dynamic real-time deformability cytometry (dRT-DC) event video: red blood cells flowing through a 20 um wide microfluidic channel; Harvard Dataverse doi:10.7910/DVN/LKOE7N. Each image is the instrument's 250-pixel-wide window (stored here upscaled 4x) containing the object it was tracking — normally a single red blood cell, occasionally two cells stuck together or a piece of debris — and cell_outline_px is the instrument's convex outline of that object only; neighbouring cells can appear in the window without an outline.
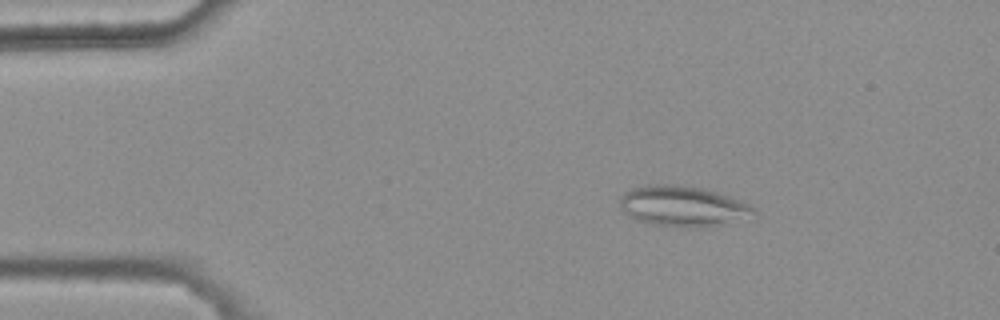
{"species": "common noctule bat (a hibernating species)", "species_latin": "Nyctalus noctula", "temperature_condition": "warm", "stored_images_in_passage": 5, "camera_frame_rate_fps": 3000, "um_per_image_px": 0.085, "animal": {"sex": "female", "body_mass_g": 25.1}, "frame": {"image": 1, "passage_image": 2, "time_ms": 0.333, "image_size_px": [1000, 320], "cell_outline_px": [[756, 212], [708, 228], [680, 228], [652, 224], [636, 220], [624, 212], [620, 208], [620, 196], [624, 192], [632, 188], [648, 184], [676, 184], [704, 188], [740, 200], [756, 208]], "centroid_in_image_um": [57.95, 17.52], "position_along_channel_um": 27.0, "area_um2": 31.62}}